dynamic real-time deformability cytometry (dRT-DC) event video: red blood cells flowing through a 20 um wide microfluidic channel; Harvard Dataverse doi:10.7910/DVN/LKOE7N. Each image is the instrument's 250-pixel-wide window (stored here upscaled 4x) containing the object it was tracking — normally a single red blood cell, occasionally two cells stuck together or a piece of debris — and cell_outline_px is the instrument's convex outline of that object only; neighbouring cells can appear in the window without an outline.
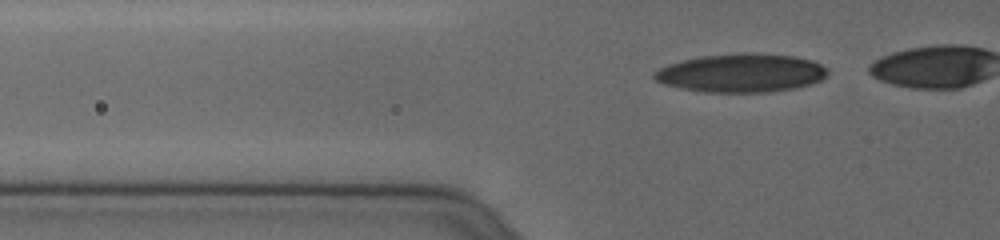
{"species": "human", "species_latin": "Homo sapiens", "temperature_condition": "cold", "stored_images_in_passage": 20, "camera_frame_rate_fps": 3000, "um_per_image_px": 0.085, "donor": {"sex": "female"}, "frame": {"image": 1, "passage_image": 5, "time_ms": 1.333, "image_size_px": [1000, 240], "cell_outline_px": [[828, 72], [820, 80], [812, 84], [792, 88], [768, 92], [704, 92], [680, 88], [664, 84], [656, 80], [652, 76], [652, 72], [668, 64], [700, 56], [752, 52], [792, 56], [812, 60], [820, 64]], "centroid_in_image_um": [62.97, 6.2], "position_along_channel_um": 62.8, "area_um2": 38.73}}
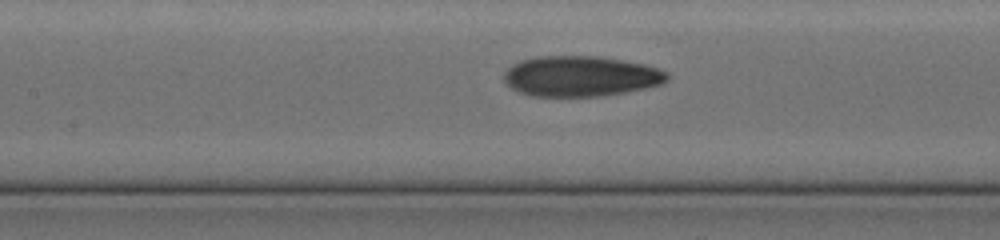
{"frame": {"image": 2, "passage_image": 14, "time_ms": 4.333, "image_size_px": [1000, 240], "cell_outline_px": [[668, 80], [660, 84], [644, 88], [624, 92], [600, 96], [532, 96], [520, 92], [512, 88], [504, 80], [504, 72], [512, 64], [536, 56], [596, 56], [644, 64], [656, 68], [664, 72], [668, 76]], "centroid_in_image_um": [49.32, 6.48], "position_along_channel_um": 158.1, "area_um2": 38.03}}
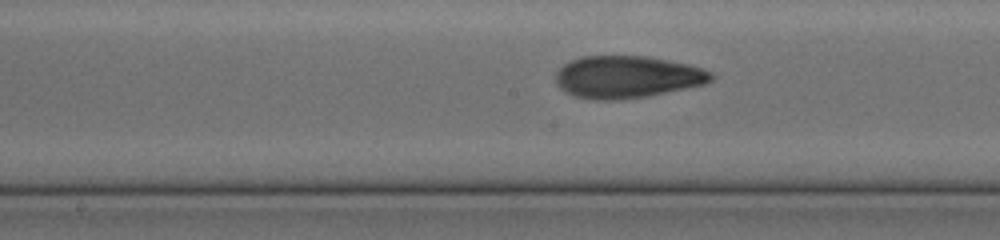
{"frame": {"image": 3, "passage_image": 17, "time_ms": 5.333, "image_size_px": [1000, 240], "cell_outline_px": [[716, 76], [712, 80], [704, 84], [648, 96], [616, 100], [596, 100], [576, 96], [564, 92], [556, 84], [556, 72], [564, 64], [580, 56], [648, 56], [688, 64], [712, 72]], "centroid_in_image_um": [53.3, 6.54], "position_along_channel_um": 194.9, "area_um2": 38.26}}